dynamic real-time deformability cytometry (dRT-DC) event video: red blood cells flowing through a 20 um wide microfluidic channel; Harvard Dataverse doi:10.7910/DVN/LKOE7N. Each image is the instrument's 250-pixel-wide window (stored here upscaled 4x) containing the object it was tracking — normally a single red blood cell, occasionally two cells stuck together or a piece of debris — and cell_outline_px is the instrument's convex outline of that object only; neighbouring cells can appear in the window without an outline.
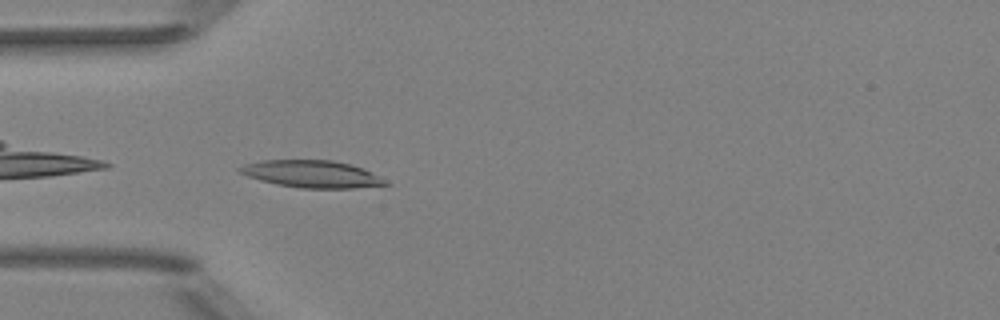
{"species": "Egyptian fruit bat (a non-hibernating species)", "species_latin": "Rousettus aegyptiacus", "temperature_condition": "room temperature", "stored_images_in_passage": 5, "camera_frame_rate_fps": 3000, "um_per_image_px": 0.085, "animal": {"sex": "female"}, "frame": {"image": 1, "passage_image": 5, "time_ms": 4.667, "image_size_px": [1000, 320], "cell_outline_px": [[392, 184], [352, 188], [300, 188], [276, 184], [260, 180], [236, 172], [236, 168], [248, 164], [264, 160], [332, 160], [352, 164]], "centroid_in_image_um": [26.45, 14.79], "position_along_channel_um": 58.6, "area_um2": 22.77}}